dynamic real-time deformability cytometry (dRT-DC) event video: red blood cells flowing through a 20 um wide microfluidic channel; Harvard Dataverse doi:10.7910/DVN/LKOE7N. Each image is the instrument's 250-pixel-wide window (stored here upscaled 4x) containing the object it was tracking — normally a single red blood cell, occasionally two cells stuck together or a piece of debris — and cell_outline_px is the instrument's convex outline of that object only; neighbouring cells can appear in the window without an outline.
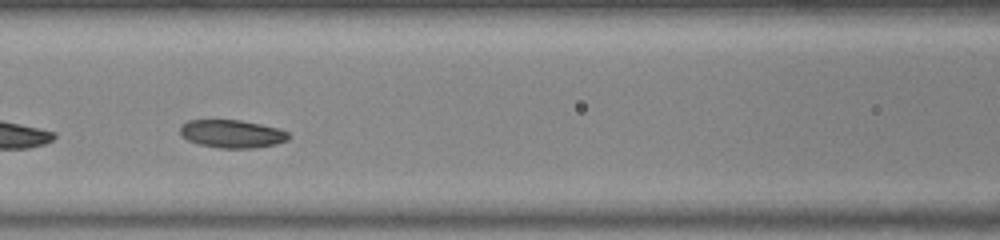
{"species": "common noctule bat (a hibernating species)", "species_latin": "Nyctalus noctula", "temperature_condition": "warm", "stored_images_in_passage": 17, "camera_frame_rate_fps": 3000, "um_per_image_px": 0.085, "animal": {"sex": "female", "body_mass_g": 23.0, "forearm_length_mm": 53.4}, "frame": {"image": 1, "passage_image": 10, "time_ms": 3.0, "image_size_px": [1000, 240], "cell_outline_px": [[288, 140], [276, 144], [256, 148], [220, 148], [200, 144], [188, 140], [180, 136], [180, 124], [188, 120], [240, 120], [280, 128], [288, 132]], "centroid_in_image_um": [19.71, 11.37], "position_along_channel_um": 146.9, "area_um2": 17.8}}